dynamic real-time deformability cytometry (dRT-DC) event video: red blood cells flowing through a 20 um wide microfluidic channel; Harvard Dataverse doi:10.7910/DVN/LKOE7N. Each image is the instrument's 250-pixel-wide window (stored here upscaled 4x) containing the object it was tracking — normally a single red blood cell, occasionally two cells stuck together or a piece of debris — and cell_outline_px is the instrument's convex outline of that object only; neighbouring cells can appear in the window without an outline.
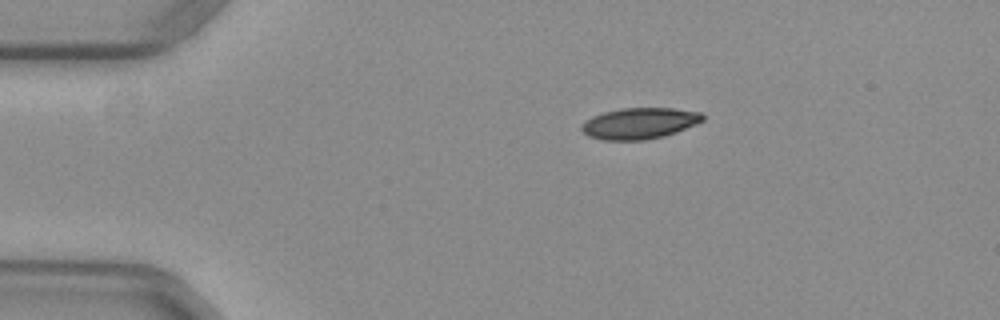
{"species": "common noctule bat (a hibernating species)", "species_latin": "Nyctalus noctula", "temperature_condition": "warm", "stored_images_in_passage": 43, "camera_frame_rate_fps": 3000, "um_per_image_px": 0.085, "animal": {"sex": "female", "body_mass_g": 29.2, "forearm_length_mm": 56.3}, "frame": {"image": 1, "passage_image": 1, "time_ms": 0.0, "image_size_px": [1000, 320], "cell_outline_px": [[704, 120], [696, 124], [676, 132], [664, 136], [644, 140], [604, 140], [588, 136], [580, 128], [580, 124], [592, 116], [604, 112], [620, 108], [672, 108], [700, 112], [704, 116]], "centroid_in_image_um": [54.34, 10.48], "position_along_channel_um": 30.7, "area_um2": 22.02}}
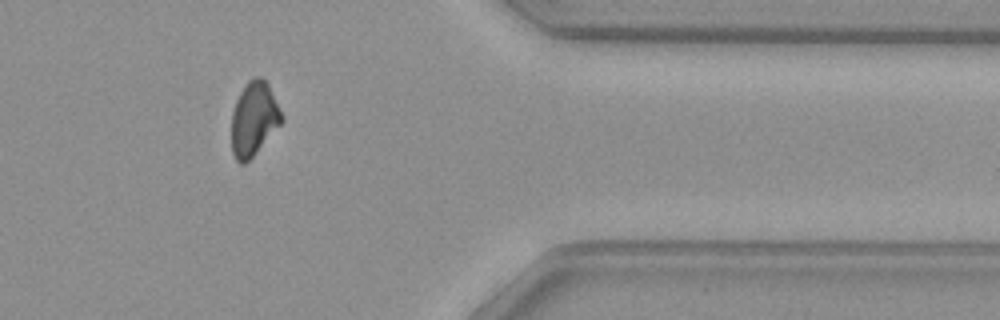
{"frame": {"image": 2, "passage_image": 34, "time_ms": 11.0, "image_size_px": [1000, 320], "cell_outline_px": [[284, 120], [256, 152], [244, 164], [240, 164], [236, 160], [232, 152], [232, 112], [236, 100], [240, 92], [248, 80], [252, 76], [260, 76], [268, 84]], "centroid_in_image_um": [21.56, 10.09], "position_along_channel_um": 389.8, "area_um2": 21.27}}
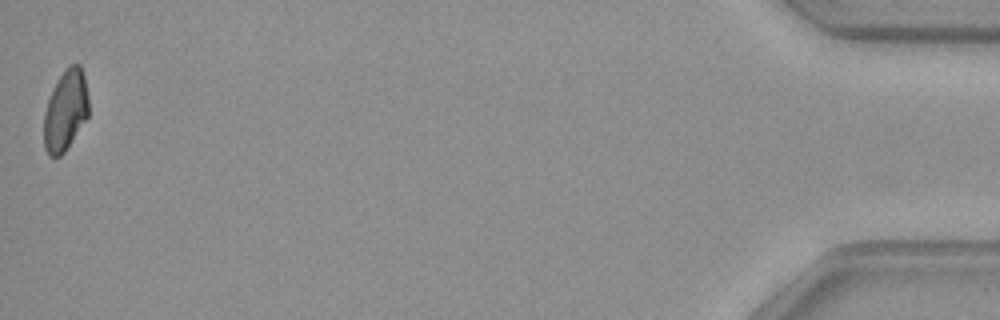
{"frame": {"image": 3, "passage_image": 43, "time_ms": 14.0, "image_size_px": [1000, 320], "cell_outline_px": [[88, 116], [64, 152], [60, 156], [48, 156], [44, 148], [44, 112], [48, 100], [60, 76], [68, 64], [80, 64], [84, 76], [88, 96]], "centroid_in_image_um": [5.56, 9.39], "position_along_channel_um": 429.6, "area_um2": 20.81}, "authors_computed_cell_mechanics": {"area_um2": 22.5998, "velocity_mm_per_s": 3.9667, "shape_relaxation_time_tau1_ms": 8.8237, "shape_relaxation_time_tau2_ms": null, "deformation_change_tau1": 0.1728, "deformation_change_tau2": null}}